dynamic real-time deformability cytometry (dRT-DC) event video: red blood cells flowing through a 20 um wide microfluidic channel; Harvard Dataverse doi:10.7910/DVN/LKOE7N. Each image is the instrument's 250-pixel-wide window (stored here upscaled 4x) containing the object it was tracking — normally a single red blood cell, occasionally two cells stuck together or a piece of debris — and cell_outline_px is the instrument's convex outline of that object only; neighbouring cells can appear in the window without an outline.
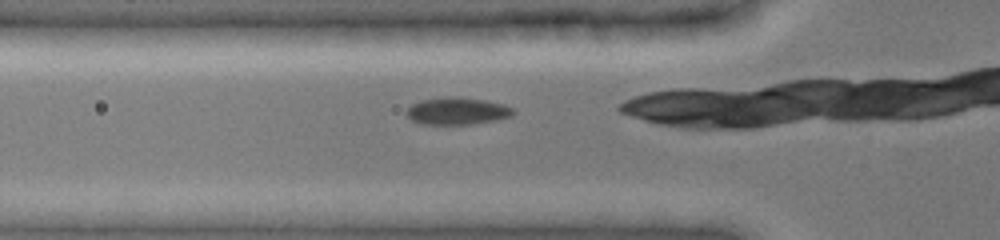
{"species": "common noctule bat (a hibernating species)", "species_latin": "Nyctalus noctula", "temperature_condition": "cold", "stored_images_in_passage": 36, "camera_frame_rate_fps": 3000, "um_per_image_px": 0.085, "animal": {"sex": "female", "body_mass_g": 19.0, "forearm_length_mm": 51.5}, "frame": {"image": 1, "passage_image": 11, "time_ms": 3.333, "image_size_px": [1000, 240], "cell_outline_px": [[516, 112], [512, 116], [472, 124], [420, 124], [412, 120], [404, 112], [412, 104], [420, 100], [448, 96], [460, 96], [484, 100], [504, 104], [512, 108]], "centroid_in_image_um": [38.84, 9.42], "position_along_channel_um": 87.0, "area_um2": 16.99}}
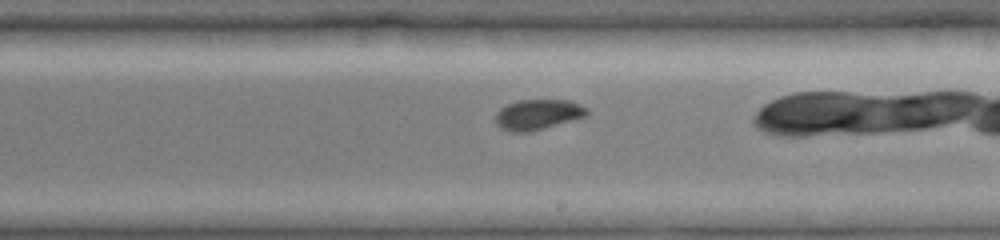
{"frame": {"image": 2, "passage_image": 23, "time_ms": 7.333, "image_size_px": [1000, 240], "cell_outline_px": [[588, 116], [532, 132], [508, 132], [500, 128], [496, 124], [496, 112], [500, 108], [508, 104], [520, 100], [572, 100], [588, 108]], "centroid_in_image_um": [45.74, 9.75], "position_along_channel_um": 243.3, "area_um2": 16.47}}
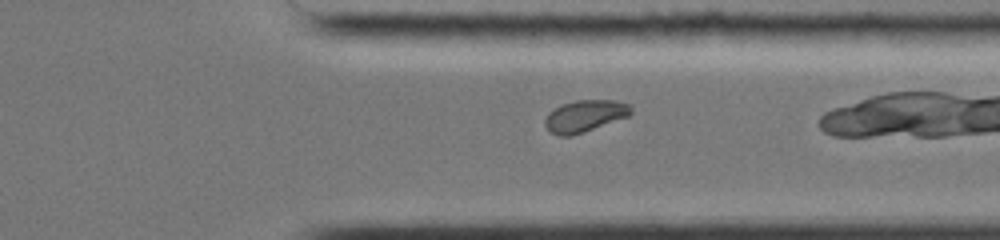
{"frame": {"image": 3, "passage_image": 32, "time_ms": 10.333, "image_size_px": [1000, 240], "cell_outline_px": [[632, 112], [628, 116], [584, 132], [568, 136], [560, 136], [552, 132], [544, 124], [544, 120], [548, 112], [564, 104], [576, 100], [612, 100], [632, 104]], "centroid_in_image_um": [49.73, 9.85], "position_along_channel_um": 361.7, "area_um2": 15.78}}